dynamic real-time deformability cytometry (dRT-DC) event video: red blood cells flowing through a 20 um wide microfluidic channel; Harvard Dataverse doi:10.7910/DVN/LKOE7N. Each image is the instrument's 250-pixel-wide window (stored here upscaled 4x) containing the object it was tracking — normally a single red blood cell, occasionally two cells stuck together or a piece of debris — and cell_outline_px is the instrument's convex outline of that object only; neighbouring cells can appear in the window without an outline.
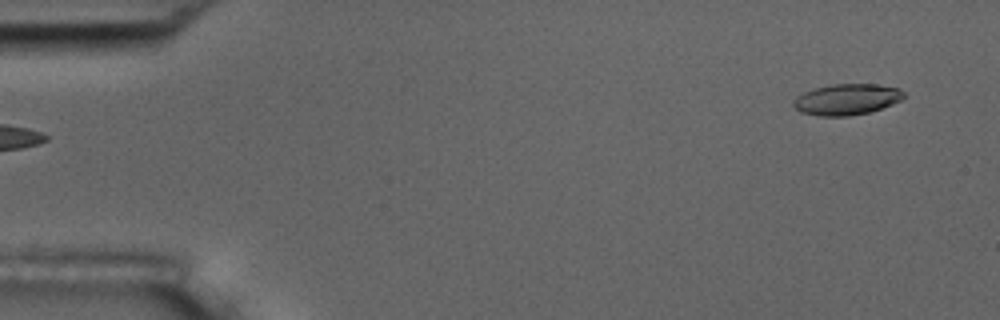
{"species": "common noctule bat (a hibernating species)", "species_latin": "Nyctalus noctula", "temperature_condition": "room temperature", "stored_images_in_passage": 5, "segment_of_instrument_passage": [2, 2], "camera_frame_rate_fps": 3000, "um_per_image_px": 0.085, "animal": {"sex": "male", "body_mass_g": 17.5, "forearm_length_mm": 52.3}, "frame": {"image": 1, "passage_image": 5, "time_ms": 4.667, "image_size_px": [1000, 320], "cell_outline_px": [[904, 96], [900, 100], [892, 104], [868, 112], [848, 116], [820, 116], [800, 112], [792, 104], [792, 100], [796, 96], [804, 92], [816, 88], [832, 84], [876, 84], [900, 88], [904, 92]], "centroid_in_image_um": [71.95, 8.44], "position_along_channel_um": 13.1, "area_um2": 19.88}}